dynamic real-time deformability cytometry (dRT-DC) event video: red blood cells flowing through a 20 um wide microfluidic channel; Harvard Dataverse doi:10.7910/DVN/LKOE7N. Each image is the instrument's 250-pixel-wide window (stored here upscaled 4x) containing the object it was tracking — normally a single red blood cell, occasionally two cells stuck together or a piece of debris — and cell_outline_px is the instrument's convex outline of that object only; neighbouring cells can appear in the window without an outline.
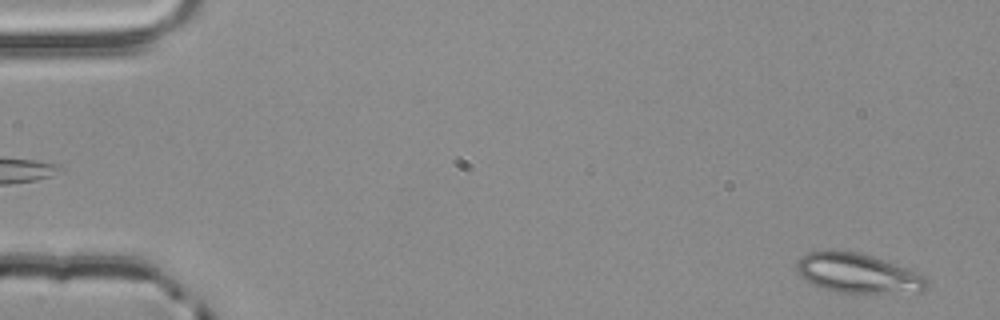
{"species": "common noctule bat (a hibernating species)", "species_latin": "Nyctalus noctula", "temperature_condition": "room temperature", "stored_images_in_passage": 54, "camera_frame_rate_fps": 3000, "um_per_image_px": 0.085, "animal": {"sex": "male", "body_mass_g": 20.4}, "frame": {"image": 1, "passage_image": 2, "time_ms": 0.333, "image_size_px": [1000, 320], "cell_outline_px": [[928, 288], [924, 292], [836, 292], [812, 284], [800, 276], [796, 268], [796, 260], [808, 252], [828, 248], [856, 252], [872, 256], [908, 268], [924, 276]], "centroid_in_image_um": [72.86, 23.2], "position_along_channel_um": 12.1, "area_um2": 30.11}}
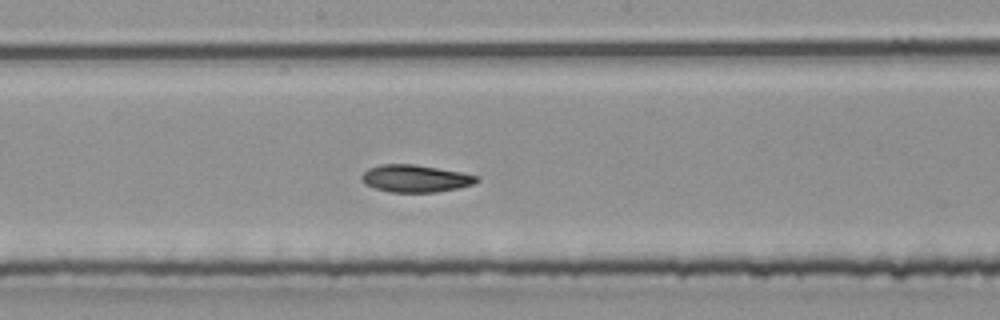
{"frame": {"image": 2, "passage_image": 29, "time_ms": 9.333, "image_size_px": [1000, 320], "cell_outline_px": [[480, 180], [472, 184], [456, 188], [436, 192], [392, 192], [376, 188], [364, 184], [360, 180], [360, 176], [368, 168], [380, 164], [416, 164], [460, 172], [476, 176]], "centroid_in_image_um": [35.25, 15.16], "position_along_channel_um": 213.0, "area_um2": 18.21}}
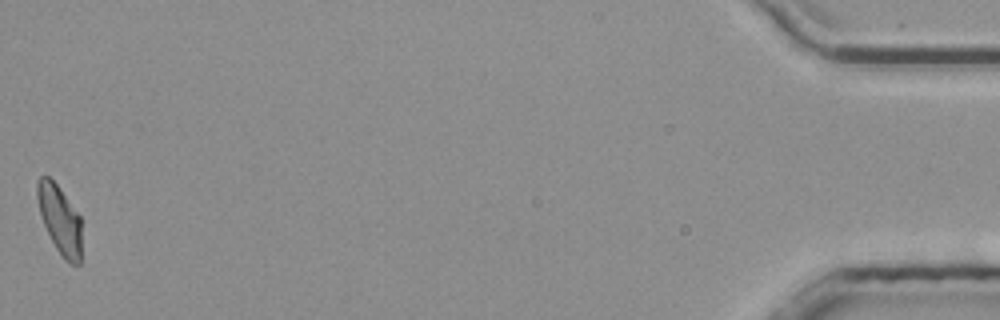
{"frame": {"image": 3, "passage_image": 54, "time_ms": 17.667, "image_size_px": [1000, 320], "cell_outline_px": [[80, 264], [72, 264], [64, 260], [56, 248], [44, 224], [40, 212], [36, 196], [36, 180], [40, 176], [48, 176], [56, 184], [80, 216]], "centroid_in_image_um": [5.06, 18.64], "position_along_channel_um": 430.1, "area_um2": 17.34}, "authors_computed_cell_mechanics": {"area_um2": 18.6116, "velocity_mm_per_s": 3.8311, "shape_relaxation_time_tau1_ms": null, "shape_relaxation_time_tau2_ms": 4.3553, "deformation_change_tau1": null, "deformation_change_tau2": 0.0991}}